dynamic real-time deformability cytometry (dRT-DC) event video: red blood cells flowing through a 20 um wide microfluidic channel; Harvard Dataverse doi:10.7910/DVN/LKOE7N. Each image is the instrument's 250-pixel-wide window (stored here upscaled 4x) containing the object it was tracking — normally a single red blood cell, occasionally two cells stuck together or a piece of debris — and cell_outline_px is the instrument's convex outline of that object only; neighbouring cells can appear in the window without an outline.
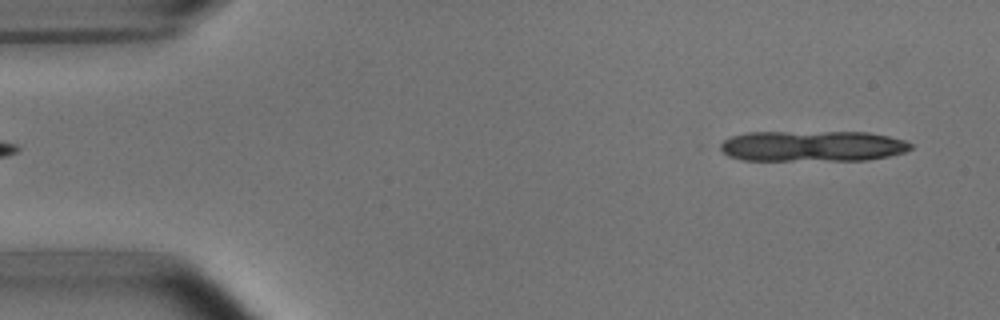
{"species": "common noctule bat (a hibernating species)", "species_latin": "Nyctalus noctula", "temperature_condition": "room temperature", "stored_images_in_passage": 5, "segment_of_instrument_passage": [2, 2], "camera_frame_rate_fps": 3000, "um_per_image_px": 0.085, "animal": {"sex": "male", "body_mass_g": 15.6}, "frame": {"image": 1, "passage_image": 5, "time_ms": 4.667, "image_size_px": [1000, 320], "cell_outline_px": [[912, 148], [904, 152], [888, 156], [868, 160], [740, 160], [728, 156], [716, 148], [716, 144], [732, 136], [748, 132], [868, 132], [888, 136], [904, 140], [912, 144]], "centroid_in_image_um": [68.99, 12.42], "position_along_channel_um": 16.0, "area_um2": 34.51}}